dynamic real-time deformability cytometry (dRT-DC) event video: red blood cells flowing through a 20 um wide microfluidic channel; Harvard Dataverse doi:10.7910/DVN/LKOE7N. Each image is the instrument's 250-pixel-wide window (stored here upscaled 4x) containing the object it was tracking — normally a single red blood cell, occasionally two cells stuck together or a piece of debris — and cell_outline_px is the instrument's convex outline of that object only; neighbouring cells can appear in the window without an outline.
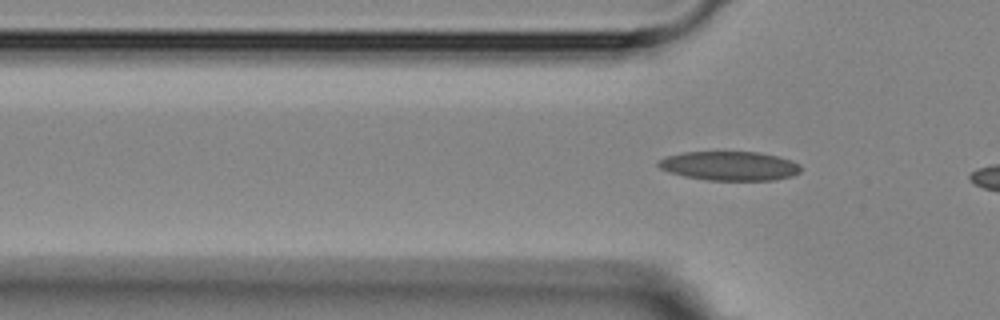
{"species": "Egyptian fruit bat (a non-hibernating species)", "species_latin": "Rousettus aegyptiacus", "temperature_condition": "room temperature", "stored_images_in_passage": 2, "camera_frame_rate_fps": 3000, "um_per_image_px": 0.085, "animal": {"sex": "female"}, "frame": {"image": 1, "passage_image": 2, "time_ms": 1.0, "image_size_px": [1000, 320], "cell_outline_px": [[800, 172], [792, 176], [772, 180], [708, 180], [684, 176], [668, 172], [660, 168], [656, 164], [664, 156], [684, 152], [760, 152], [792, 160], [800, 164]], "centroid_in_image_um": [62.0, 14.1], "position_along_channel_um": 63.8, "area_um2": 24.22}}